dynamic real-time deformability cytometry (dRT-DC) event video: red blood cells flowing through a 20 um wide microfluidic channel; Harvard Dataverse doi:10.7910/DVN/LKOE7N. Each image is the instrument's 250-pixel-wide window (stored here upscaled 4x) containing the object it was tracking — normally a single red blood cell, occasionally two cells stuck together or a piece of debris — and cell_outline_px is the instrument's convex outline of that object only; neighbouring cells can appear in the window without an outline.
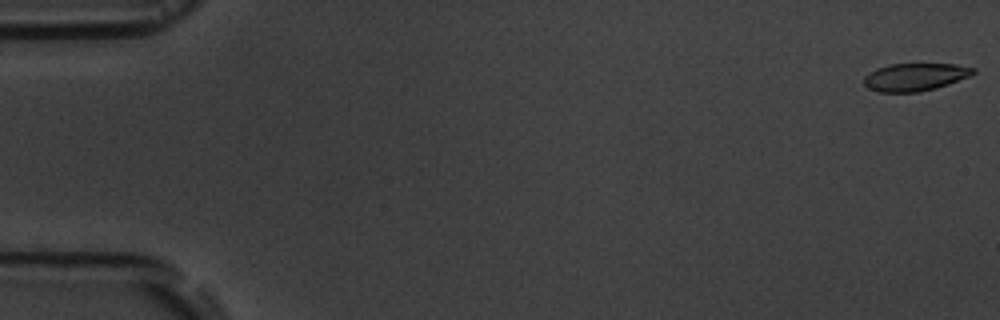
{"species": "common noctule bat (a hibernating species)", "species_latin": "Nyctalus noctula", "temperature_condition": "room temperature", "stored_images_in_passage": 5, "camera_frame_rate_fps": 3000, "um_per_image_px": 0.085, "animal": {"sex": "male", "body_mass_g": 19.5, "forearm_length_mm": 54.6}, "frame": {"image": 1, "passage_image": 1, "time_ms": 0.0, "image_size_px": [1000, 320], "cell_outline_px": [[976, 72], [968, 76], [948, 84], [936, 88], [920, 92], [876, 92], [868, 88], [864, 84], [864, 76], [876, 68], [888, 64], [956, 64], [976, 68]], "centroid_in_image_um": [77.75, 6.54], "position_along_channel_um": 7.2, "area_um2": 17.69}}